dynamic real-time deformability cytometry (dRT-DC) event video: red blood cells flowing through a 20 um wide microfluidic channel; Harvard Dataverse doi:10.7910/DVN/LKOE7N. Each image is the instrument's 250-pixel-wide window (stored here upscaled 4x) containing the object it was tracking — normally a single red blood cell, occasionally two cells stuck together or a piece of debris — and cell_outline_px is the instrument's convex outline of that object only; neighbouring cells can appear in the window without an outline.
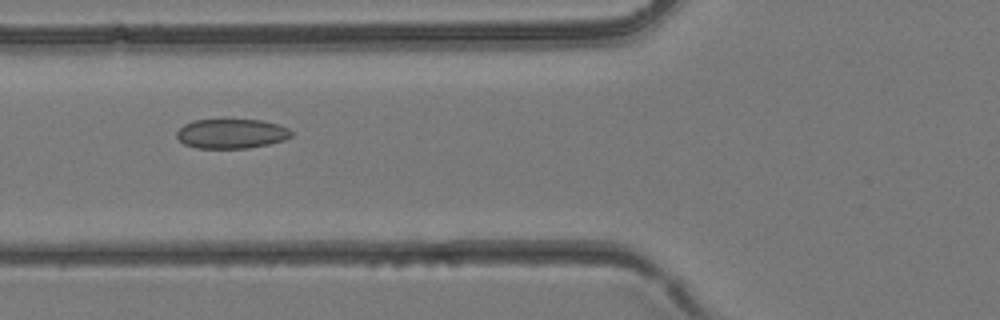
{"species": "common noctule bat (a hibernating species)", "species_latin": "Nyctalus noctula", "temperature_condition": "room temperature", "stored_images_in_passage": 5, "camera_frame_rate_fps": 3000, "um_per_image_px": 0.085, "animal": {"sex": "female", "body_mass_g": 24.6, "forearm_length_mm": 56.2}, "frame": {"image": 1, "passage_image": 5, "time_ms": 1.333, "image_size_px": [1000, 320], "cell_outline_px": [[292, 136], [284, 140], [268, 144], [248, 148], [196, 148], [184, 144], [176, 136], [176, 132], [184, 124], [192, 120], [260, 120], [276, 124], [288, 128], [292, 132]], "centroid_in_image_um": [19.65, 11.36], "position_along_channel_um": 106.1, "area_um2": 19.65}}